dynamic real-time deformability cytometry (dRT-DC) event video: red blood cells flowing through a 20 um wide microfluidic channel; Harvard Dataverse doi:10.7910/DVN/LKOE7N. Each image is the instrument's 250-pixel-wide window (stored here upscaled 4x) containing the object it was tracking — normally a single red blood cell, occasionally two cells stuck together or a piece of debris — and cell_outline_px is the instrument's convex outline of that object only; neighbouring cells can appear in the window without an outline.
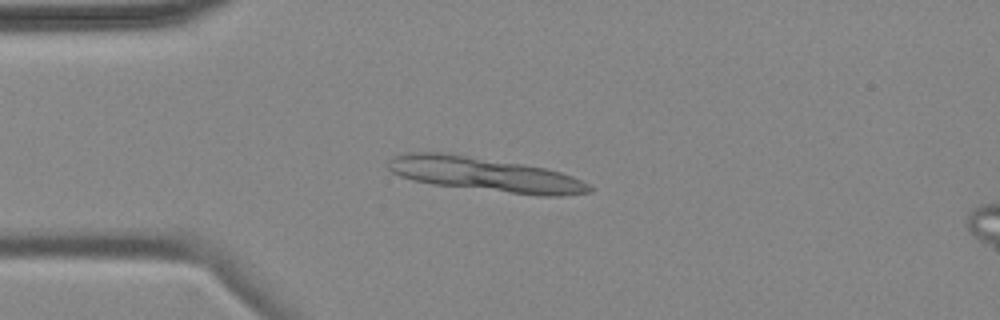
{"species": "common noctule bat (a hibernating species)", "species_latin": "Nyctalus noctula", "temperature_condition": "cold", "stored_images_in_passage": 5, "segment_of_instrument_passage": [1, 2], "camera_frame_rate_fps": 3000, "um_per_image_px": 0.085, "animal": {"sex": "female", "body_mass_g": 18.4}, "frame": {"image": 1, "passage_image": 3, "time_ms": 2.333, "image_size_px": [1000, 320], "cell_outline_px": [[592, 192], [560, 196], [536, 196], [432, 184], [412, 180], [400, 176], [392, 172], [388, 168], [388, 160], [392, 156], [404, 152], [448, 152], [524, 164], [548, 168], [572, 176], [588, 184], [592, 188]], "centroid_in_image_um": [41.2, 14.82], "position_along_channel_um": 43.8, "area_um2": 40.52}}